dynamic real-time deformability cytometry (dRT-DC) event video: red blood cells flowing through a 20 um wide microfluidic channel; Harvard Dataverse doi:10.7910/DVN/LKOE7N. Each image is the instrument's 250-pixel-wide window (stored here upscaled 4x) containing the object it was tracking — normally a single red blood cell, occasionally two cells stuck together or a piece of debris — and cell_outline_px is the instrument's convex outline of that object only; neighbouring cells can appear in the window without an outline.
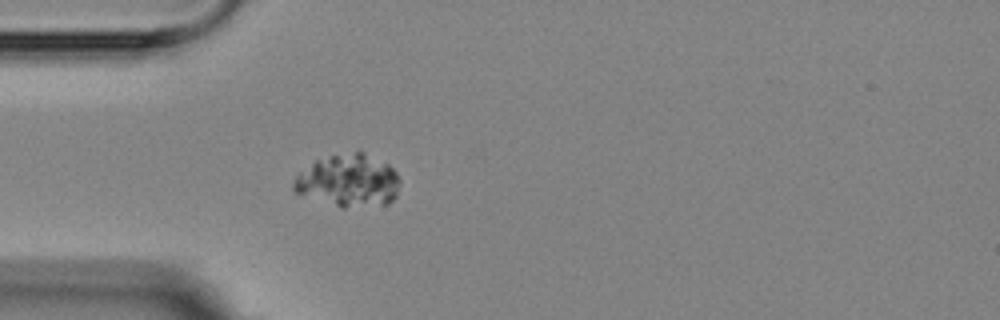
{"species": "Egyptian fruit bat (a non-hibernating species)", "species_latin": "Rousettus aegyptiacus", "temperature_condition": "room temperature", "stored_images_in_passage": 5, "camera_frame_rate_fps": 3000, "um_per_image_px": 0.085, "animal": {"sex": "female"}, "frame": {"image": 1, "passage_image": 5, "time_ms": 4.667, "image_size_px": [1000, 320], "cell_outline_px": [[400, 184], [396, 196], [388, 204], [344, 208], [340, 208], [296, 192], [292, 188], [292, 184], [296, 176], [300, 172], [316, 160], [360, 148], [388, 164], [396, 172], [400, 180]], "centroid_in_image_um": [29.66, 15.34], "position_along_channel_um": 55.3, "area_um2": 32.89}}